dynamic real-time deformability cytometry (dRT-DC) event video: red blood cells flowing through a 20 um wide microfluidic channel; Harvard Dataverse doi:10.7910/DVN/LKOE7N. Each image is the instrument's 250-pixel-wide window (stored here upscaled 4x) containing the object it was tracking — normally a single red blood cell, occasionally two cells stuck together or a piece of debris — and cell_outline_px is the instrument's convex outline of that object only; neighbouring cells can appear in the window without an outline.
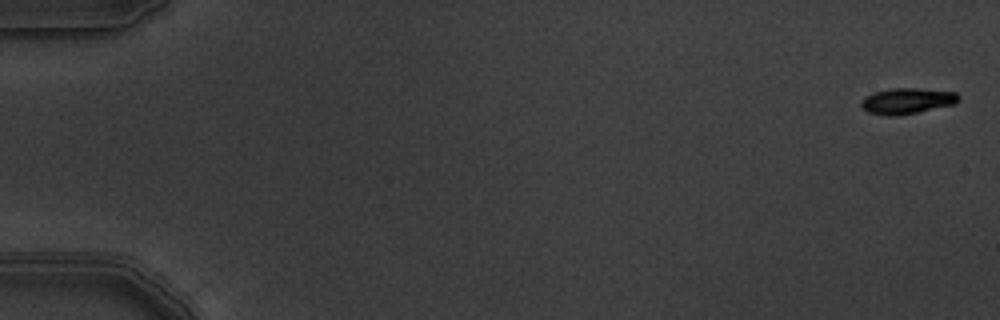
{"species": "common noctule bat (a hibernating species)", "species_latin": "Nyctalus noctula", "temperature_condition": "warm", "stored_images_in_passage": 6, "camera_frame_rate_fps": 3000, "um_per_image_px": 0.085, "animal": {"sex": "male", "body_mass_g": 19.5, "forearm_length_mm": 54.6}, "frame": {"image": 1, "passage_image": 1, "time_ms": 0.0, "image_size_px": [1000, 320], "cell_outline_px": [[960, 100], [956, 104], [896, 116], [888, 116], [868, 112], [860, 104], [864, 96], [876, 92], [892, 88], [916, 88], [956, 92], [960, 96]], "centroid_in_image_um": [77.13, 8.57], "position_along_channel_um": 7.9, "area_um2": 14.62}}
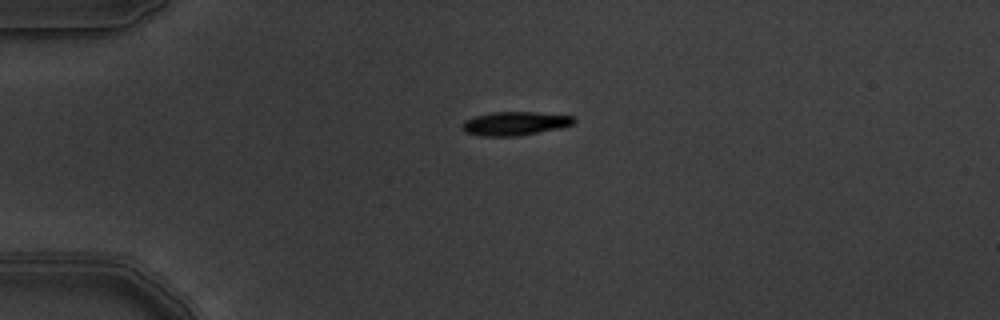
{"frame": {"image": 2, "passage_image": 5, "time_ms": 1.333, "image_size_px": [1000, 320], "cell_outline_px": [[576, 120], [572, 124], [560, 128], [516, 136], [484, 136], [464, 132], [460, 128], [460, 124], [464, 120], [476, 116], [492, 112], [536, 112], [576, 116]], "centroid_in_image_um": [43.75, 10.49], "position_along_channel_um": 41.3, "area_um2": 15.49}}